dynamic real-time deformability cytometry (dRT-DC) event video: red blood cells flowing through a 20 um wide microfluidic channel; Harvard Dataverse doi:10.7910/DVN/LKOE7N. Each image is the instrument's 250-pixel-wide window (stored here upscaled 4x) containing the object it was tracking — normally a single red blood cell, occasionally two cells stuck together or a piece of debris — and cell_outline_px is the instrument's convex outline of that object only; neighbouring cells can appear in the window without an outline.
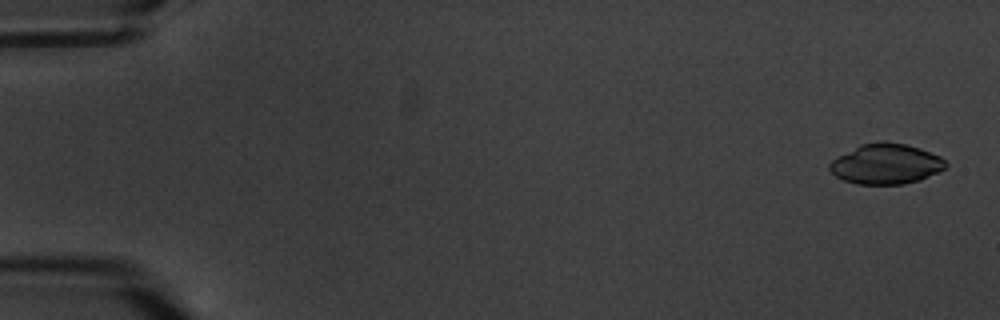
{"species": "common noctule bat (a hibernating species)", "species_latin": "Nyctalus noctula", "temperature_condition": "warm", "stored_images_in_passage": 8, "camera_frame_rate_fps": 3000, "um_per_image_px": 0.085, "animal": {"sex": "male", "body_mass_g": 20.1, "forearm_length_mm": 53.5}, "frame": {"image": 1, "passage_image": 1, "time_ms": 0.0, "image_size_px": [1000, 320], "cell_outline_px": [[948, 164], [944, 168], [920, 180], [904, 184], [856, 184], [844, 180], [836, 176], [828, 168], [828, 164], [832, 160], [860, 144], [880, 140], [884, 140], [904, 144], [920, 148], [940, 156]], "centroid_in_image_um": [75.29, 13.92], "position_along_channel_um": 9.7, "area_um2": 27.22}}